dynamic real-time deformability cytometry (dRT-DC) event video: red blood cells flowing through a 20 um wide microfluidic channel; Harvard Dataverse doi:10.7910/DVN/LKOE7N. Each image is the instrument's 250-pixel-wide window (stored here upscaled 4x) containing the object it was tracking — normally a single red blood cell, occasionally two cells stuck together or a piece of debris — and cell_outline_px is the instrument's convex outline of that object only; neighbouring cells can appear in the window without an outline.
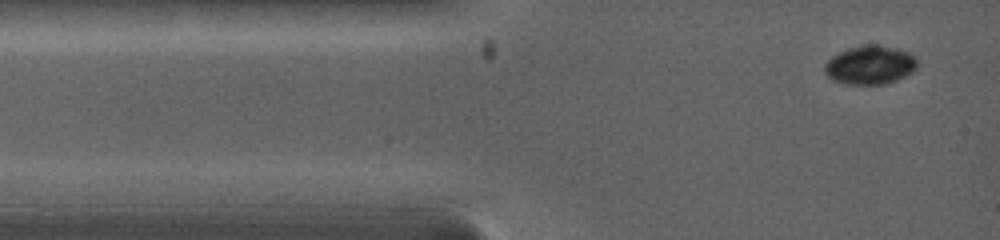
{"species": "common noctule bat (a hibernating species)", "species_latin": "Nyctalus noctula", "temperature_condition": "warm", "stored_images_in_passage": 20, "camera_frame_rate_fps": 5000, "um_per_image_px": 0.085, "animal": {"sex": "female", "body_mass_g": 19.0, "forearm_length_mm": 53.3}, "frame": {"image": 1, "passage_image": 1, "time_ms": 0.0, "image_size_px": [1000, 240], "cell_outline_px": [[916, 68], [908, 76], [884, 84], [844, 84], [832, 80], [824, 72], [824, 64], [832, 56], [848, 48], [868, 44], [876, 44], [908, 52], [916, 60]], "centroid_in_image_um": [73.92, 5.54], "position_along_channel_um": 11.1, "area_um2": 20.81}}
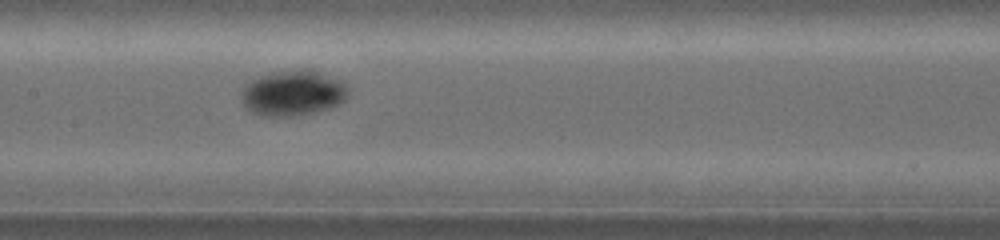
{"frame": {"image": 2, "passage_image": 9, "time_ms": 5.2, "image_size_px": [1000, 240], "cell_outline_px": [[348, 96], [344, 100], [332, 108], [296, 116], [264, 116], [252, 112], [244, 108], [240, 96], [240, 92], [244, 84], [260, 76], [272, 72], [296, 68], [312, 68], [344, 80], [348, 88]], "centroid_in_image_um": [24.91, 7.88], "position_along_channel_um": 182.5, "area_um2": 29.25}}
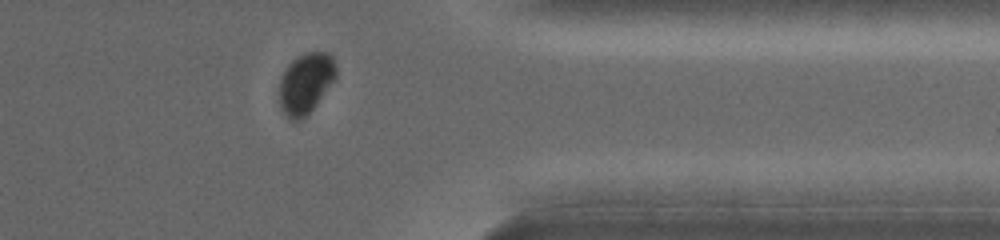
{"frame": {"image": 3, "passage_image": 17, "time_ms": 10.4, "image_size_px": [1000, 240], "cell_outline_px": [[336, 80], [316, 104], [300, 120], [292, 120], [280, 108], [280, 76], [288, 64], [292, 60], [304, 52], [328, 52], [332, 56], [336, 68]], "centroid_in_image_um": [26.0, 7.04], "position_along_channel_um": 385.4, "area_um2": 20.0}, "authors_computed_cell_mechanics": {"area_um2": 24.276, "velocity_mm_per_s": 4.0774, "shape_relaxation_time_tau1_ms": 1.3168, "shape_relaxation_time_tau2_ms": null, "deformation_change_tau1": 0.0859, "deformation_change_tau2": null}}